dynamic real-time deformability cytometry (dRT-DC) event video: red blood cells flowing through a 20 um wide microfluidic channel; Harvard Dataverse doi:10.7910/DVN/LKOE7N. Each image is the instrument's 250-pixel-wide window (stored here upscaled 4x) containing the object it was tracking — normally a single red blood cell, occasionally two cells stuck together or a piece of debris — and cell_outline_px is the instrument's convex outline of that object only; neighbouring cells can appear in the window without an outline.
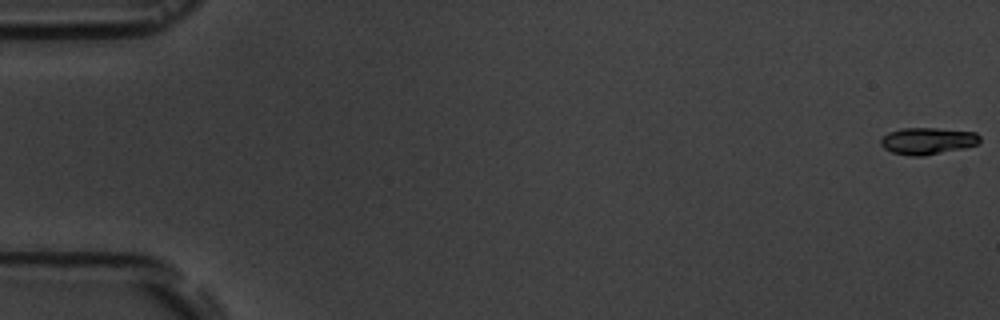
{"species": "common noctule bat (a hibernating species)", "species_latin": "Nyctalus noctula", "temperature_condition": "room temperature", "stored_images_in_passage": 7, "camera_frame_rate_fps": 3000, "um_per_image_px": 0.085, "animal": {"sex": "male", "body_mass_g": 19.5, "forearm_length_mm": 54.6}, "frame": {"image": 1, "passage_image": 1, "time_ms": 0.0, "image_size_px": [1000, 320], "cell_outline_px": [[980, 140], [976, 144], [964, 148], [924, 156], [912, 156], [892, 152], [884, 148], [880, 144], [880, 140], [888, 132], [900, 128], [936, 128], [976, 132], [980, 136]], "centroid_in_image_um": [78.83, 11.97], "position_along_channel_um": 6.2, "area_um2": 15.49}}
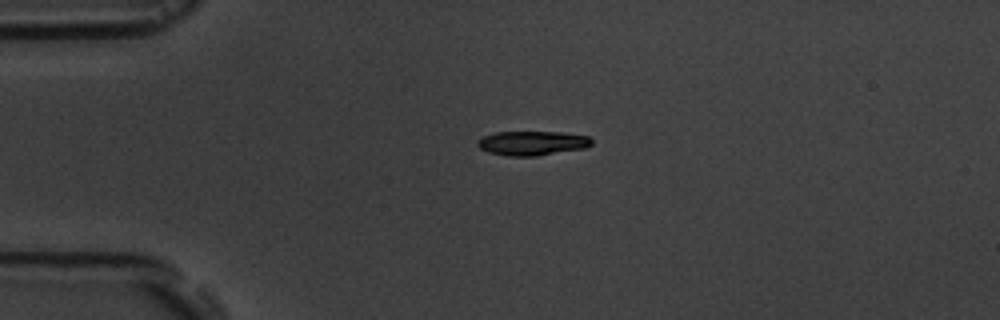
{"frame": {"image": 2, "passage_image": 5, "time_ms": 4.333, "image_size_px": [1000, 320], "cell_outline_px": [[592, 144], [584, 148], [536, 156], [508, 156], [488, 152], [480, 148], [476, 144], [476, 140], [484, 136], [496, 132], [560, 132], [588, 136], [592, 140]], "centroid_in_image_um": [45.21, 12.16], "position_along_channel_um": 39.8, "area_um2": 16.13}}
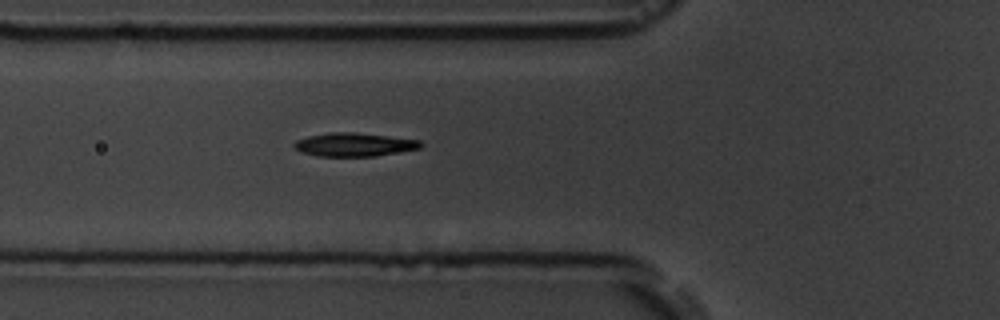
{"frame": {"image": 3, "passage_image": 7, "time_ms": 6.667, "image_size_px": [1000, 320], "cell_outline_px": [[424, 144], [420, 148], [376, 156], [316, 156], [304, 152], [296, 148], [292, 144], [296, 140], [308, 136], [332, 132], [352, 132], [420, 140]], "centroid_in_image_um": [30.11, 12.29], "position_along_channel_um": 95.7, "area_um2": 17.11}}